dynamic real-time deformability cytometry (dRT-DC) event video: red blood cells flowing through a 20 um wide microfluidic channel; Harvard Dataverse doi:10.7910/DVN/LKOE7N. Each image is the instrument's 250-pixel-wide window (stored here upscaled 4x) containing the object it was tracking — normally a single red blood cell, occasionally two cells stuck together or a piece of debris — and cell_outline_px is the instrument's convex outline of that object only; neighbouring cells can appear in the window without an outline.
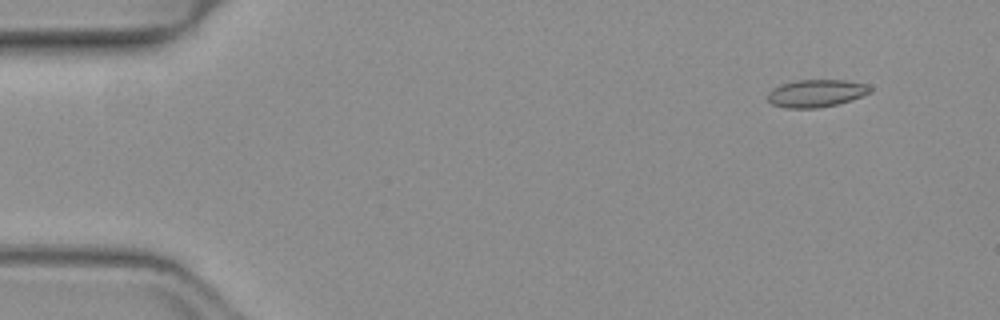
{"species": "common noctule bat (a hibernating species)", "species_latin": "Nyctalus noctula", "temperature_condition": "warm", "stored_images_in_passage": 52, "camera_frame_rate_fps": 3000, "um_per_image_px": 0.085, "animal": {"sex": "female", "body_mass_g": 19.3, "forearm_length_mm": 54.1}, "frame": {"image": 1, "passage_image": 5, "time_ms": 1.333, "image_size_px": [1000, 320], "cell_outline_px": [[872, 92], [852, 100], [836, 104], [816, 108], [784, 108], [772, 104], [768, 100], [768, 92], [780, 84], [796, 80], [844, 80], [864, 84], [872, 88]], "centroid_in_image_um": [69.36, 7.93], "position_along_channel_um": 15.6, "area_um2": 16.42}}
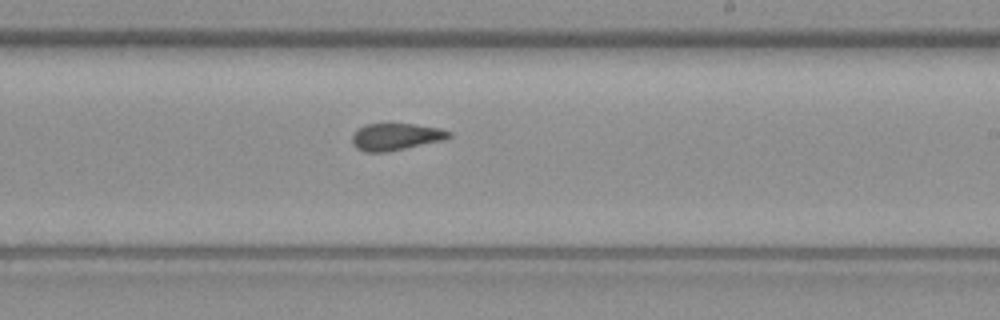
{"frame": {"image": 2, "passage_image": 31, "time_ms": 10.0, "image_size_px": [1000, 320], "cell_outline_px": [[452, 136], [448, 140], [388, 152], [364, 152], [356, 148], [352, 144], [352, 136], [356, 128], [364, 124], [388, 120], [416, 124], [440, 128], [452, 132]], "centroid_in_image_um": [33.65, 11.58], "position_along_channel_um": 255.3, "area_um2": 16.47}}
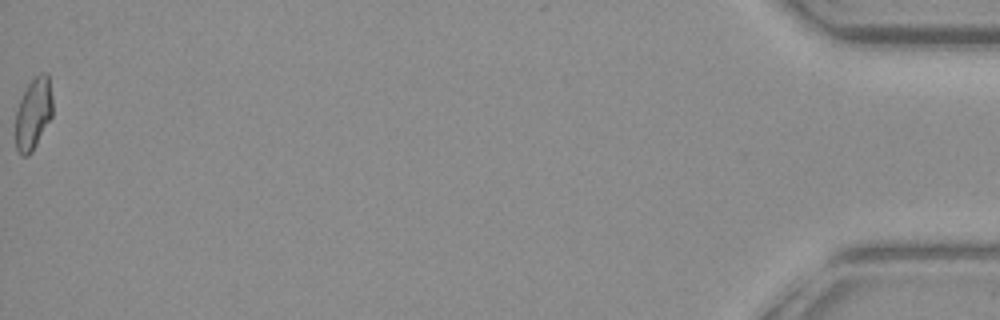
{"frame": {"image": 3, "passage_image": 52, "time_ms": 17.0, "image_size_px": [1000, 320], "cell_outline_px": [[52, 116], [32, 152], [28, 156], [20, 156], [16, 148], [16, 112], [20, 100], [28, 84], [40, 72], [48, 72], [52, 96]], "centroid_in_image_um": [2.84, 9.66], "position_along_channel_um": 432.4, "area_um2": 15.49}, "authors_computed_cell_mechanics": {"area_um2": 15.8083, "velocity_mm_per_s": 4.0412, "shape_relaxation_time_tau1_ms": null, "shape_relaxation_time_tau2_ms": 1.5396, "deformation_change_tau1": null, "deformation_change_tau2": 0.074}}